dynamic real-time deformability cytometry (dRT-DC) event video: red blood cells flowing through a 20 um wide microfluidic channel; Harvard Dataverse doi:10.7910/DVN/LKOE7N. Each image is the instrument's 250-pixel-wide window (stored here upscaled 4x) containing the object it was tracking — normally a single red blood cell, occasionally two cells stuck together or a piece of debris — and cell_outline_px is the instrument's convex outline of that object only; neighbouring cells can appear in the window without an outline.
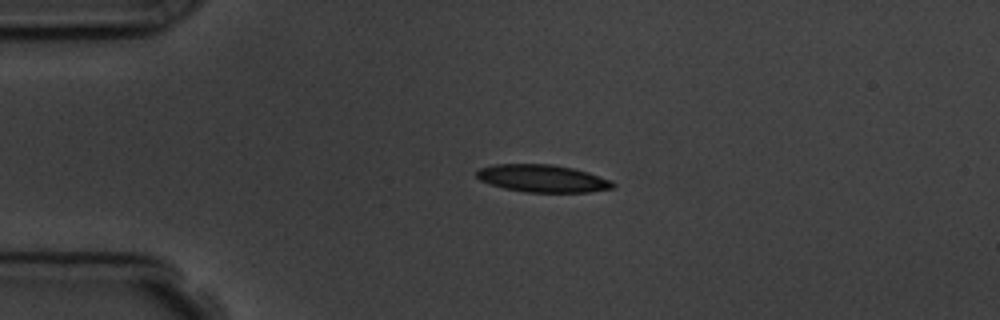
{"species": "common noctule bat (a hibernating species)", "species_latin": "Nyctalus noctula", "temperature_condition": "room temperature", "stored_images_in_passage": 3, "camera_frame_rate_fps": 3000, "um_per_image_px": 0.085, "animal": {"sex": "male", "body_mass_g": 19.5, "forearm_length_mm": 54.6}, "frame": {"image": 1, "passage_image": 2, "time_ms": 1.333, "image_size_px": [1000, 320], "cell_outline_px": [[616, 184], [612, 188], [588, 192], [524, 192], [504, 188], [480, 180], [476, 176], [476, 172], [480, 168], [492, 164], [552, 164], [572, 168], [588, 172], [612, 180]], "centroid_in_image_um": [46.12, 15.16], "position_along_channel_um": 38.9, "area_um2": 21.79}}